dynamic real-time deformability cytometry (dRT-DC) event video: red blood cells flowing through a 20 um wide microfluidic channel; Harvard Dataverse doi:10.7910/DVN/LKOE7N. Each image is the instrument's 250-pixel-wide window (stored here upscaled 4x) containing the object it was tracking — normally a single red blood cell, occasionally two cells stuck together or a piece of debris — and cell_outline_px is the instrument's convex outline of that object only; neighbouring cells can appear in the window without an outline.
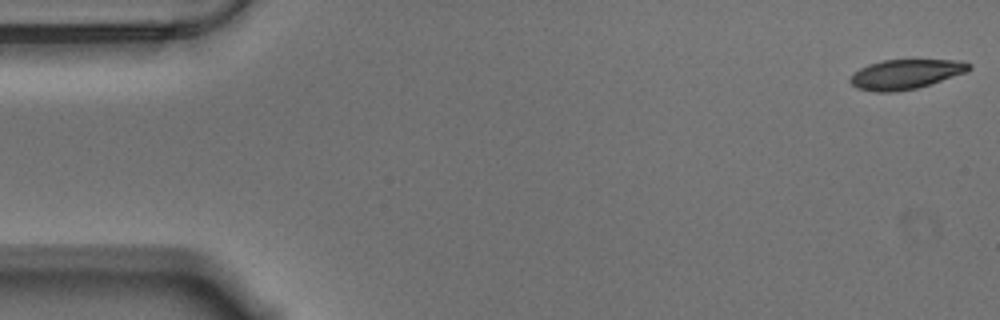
{"species": "Egyptian fruit bat (a non-hibernating species)", "species_latin": "Rousettus aegyptiacus", "temperature_condition": "warm", "stored_images_in_passage": 57, "camera_frame_rate_fps": 3000, "um_per_image_px": 0.085, "animal": {"sex": "male"}, "frame": {"image": 1, "passage_image": 1, "time_ms": 0.0, "image_size_px": [1000, 320], "cell_outline_px": [[972, 68], [968, 72], [916, 88], [896, 92], [876, 92], [856, 88], [848, 80], [860, 68], [868, 64], [884, 60], [956, 60], [972, 64]], "centroid_in_image_um": [76.99, 6.31], "position_along_channel_um": 8.0, "area_um2": 20.46}}
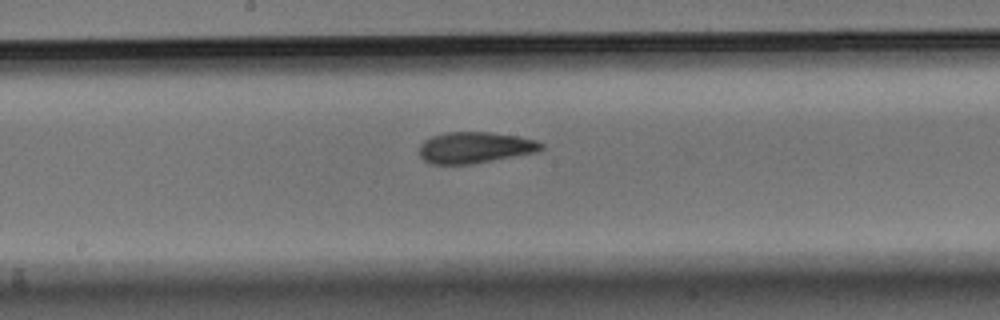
{"frame": {"image": 2, "passage_image": 29, "time_ms": 9.333, "image_size_px": [1000, 320], "cell_outline_px": [[544, 148], [536, 152], [472, 164], [432, 164], [424, 160], [420, 156], [420, 144], [424, 140], [432, 136], [444, 132], [488, 132], [516, 136], [536, 140], [544, 144]], "centroid_in_image_um": [40.36, 12.54], "position_along_channel_um": 207.8, "area_um2": 22.14}}
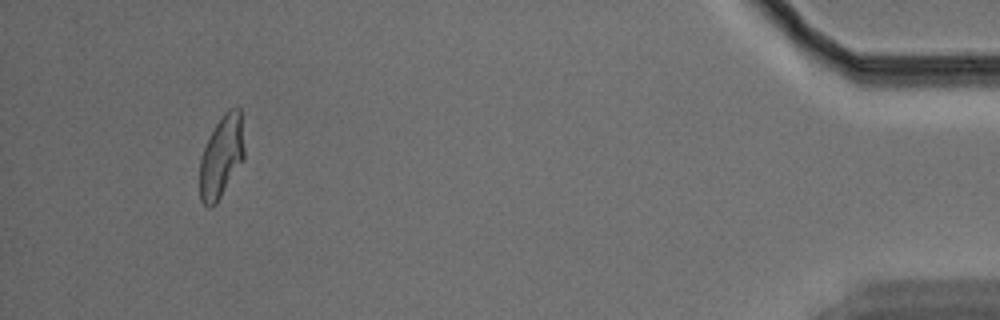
{"frame": {"image": 3, "passage_image": 53, "time_ms": 17.333, "image_size_px": [1000, 320], "cell_outline_px": [[244, 156], [216, 204], [212, 208], [208, 208], [200, 200], [200, 156], [216, 124], [224, 112], [228, 108], [240, 108], [244, 148]], "centroid_in_image_um": [18.8, 13.32], "position_along_channel_um": 416.4, "area_um2": 20.92}, "authors_computed_cell_mechanics": {"area_um2": 22.0796, "velocity_mm_per_s": 3.5225, "shape_relaxation_time_tau1_ms": 5.4451, "shape_relaxation_time_tau2_ms": 2.3169, "deformation_change_tau1": 0.2015, "deformation_change_tau2": 0.1027}}